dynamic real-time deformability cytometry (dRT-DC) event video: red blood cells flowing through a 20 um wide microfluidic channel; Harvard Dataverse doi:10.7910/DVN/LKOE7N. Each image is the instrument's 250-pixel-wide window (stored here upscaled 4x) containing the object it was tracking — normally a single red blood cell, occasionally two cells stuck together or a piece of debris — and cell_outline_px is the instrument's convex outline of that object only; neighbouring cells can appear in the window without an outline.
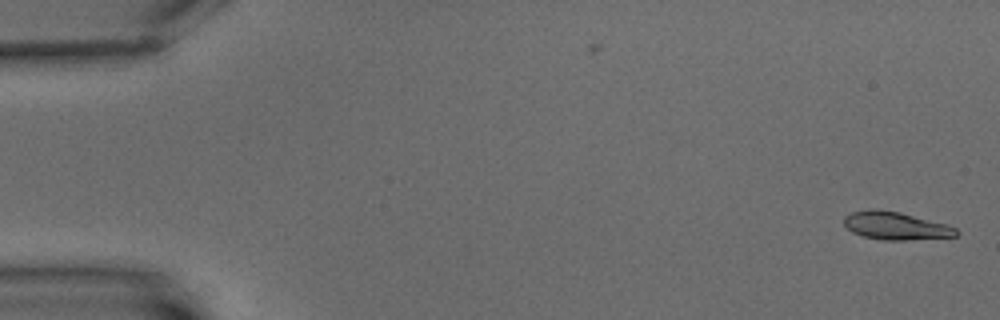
{"species": "common noctule bat (a hibernating species)", "species_latin": "Nyctalus noctula", "temperature_condition": "warm", "stored_images_in_passage": 2, "camera_frame_rate_fps": 3000, "um_per_image_px": 0.085, "animal": {"sex": "male", "body_mass_g": 15.6}, "frame": {"image": 1, "passage_image": 2, "time_ms": 1.0, "image_size_px": [1000, 320], "cell_outline_px": [[960, 232], [956, 236], [904, 240], [884, 240], [864, 236], [852, 232], [844, 224], [844, 216], [852, 212], [872, 208], [876, 208], [900, 212], [948, 224], [956, 228]], "centroid_in_image_um": [76.14, 19.18], "position_along_channel_um": 8.9, "area_um2": 18.26}}